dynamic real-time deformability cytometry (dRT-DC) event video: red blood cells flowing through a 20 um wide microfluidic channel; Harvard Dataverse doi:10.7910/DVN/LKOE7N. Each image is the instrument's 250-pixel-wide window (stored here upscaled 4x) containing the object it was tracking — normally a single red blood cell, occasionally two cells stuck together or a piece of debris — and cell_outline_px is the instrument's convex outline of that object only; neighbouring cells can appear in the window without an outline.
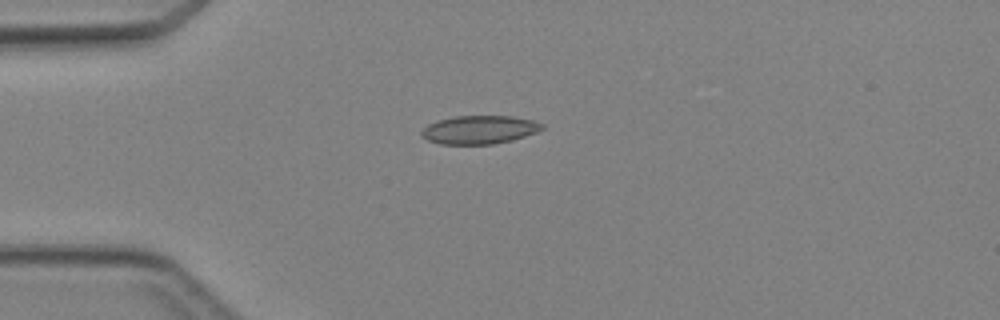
{"species": "Egyptian fruit bat (a non-hibernating species)", "species_latin": "Rousettus aegyptiacus", "temperature_condition": "cold", "stored_images_in_passage": 27, "camera_frame_rate_fps": 3000, "um_per_image_px": 0.085, "animal": {"sex": "female"}, "frame": {"image": 1, "passage_image": 1, "time_ms": 0.0, "image_size_px": [1000, 320], "cell_outline_px": [[544, 128], [536, 132], [512, 140], [492, 144], [440, 144], [428, 140], [420, 136], [420, 132], [428, 124], [436, 120], [456, 116], [512, 116], [536, 120], [544, 124]], "centroid_in_image_um": [40.75, 11.02], "position_along_channel_um": 44.3, "area_um2": 20.06}}
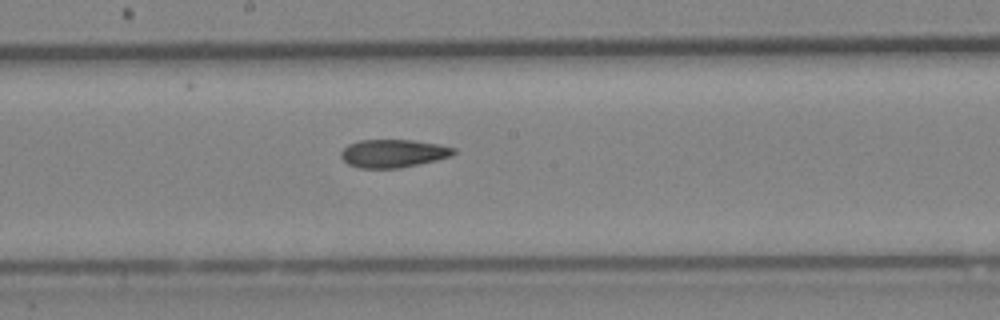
{"frame": {"image": 2, "passage_image": 14, "time_ms": 4.333, "image_size_px": [1000, 320], "cell_outline_px": [[456, 152], [452, 156], [420, 164], [400, 168], [360, 168], [348, 164], [340, 156], [340, 152], [348, 144], [360, 140], [412, 140], [440, 144], [456, 148]], "centroid_in_image_um": [33.44, 13.04], "position_along_channel_um": 214.8, "area_um2": 18.55}}
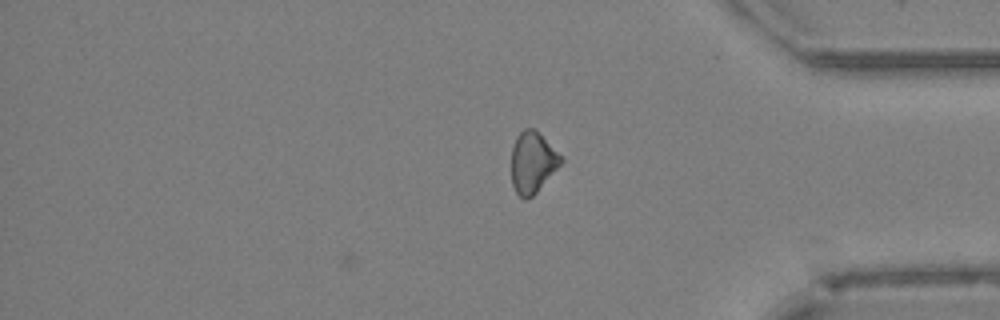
{"frame": {"image": 3, "passage_image": 27, "time_ms": 8.667, "image_size_px": [1000, 320], "cell_outline_px": [[564, 160], [536, 192], [532, 196], [524, 200], [516, 192], [512, 184], [512, 148], [516, 136], [524, 128], [536, 128], [564, 156]], "centroid_in_image_um": [45.29, 13.75], "position_along_channel_um": 389.9, "area_um2": 17.86}}